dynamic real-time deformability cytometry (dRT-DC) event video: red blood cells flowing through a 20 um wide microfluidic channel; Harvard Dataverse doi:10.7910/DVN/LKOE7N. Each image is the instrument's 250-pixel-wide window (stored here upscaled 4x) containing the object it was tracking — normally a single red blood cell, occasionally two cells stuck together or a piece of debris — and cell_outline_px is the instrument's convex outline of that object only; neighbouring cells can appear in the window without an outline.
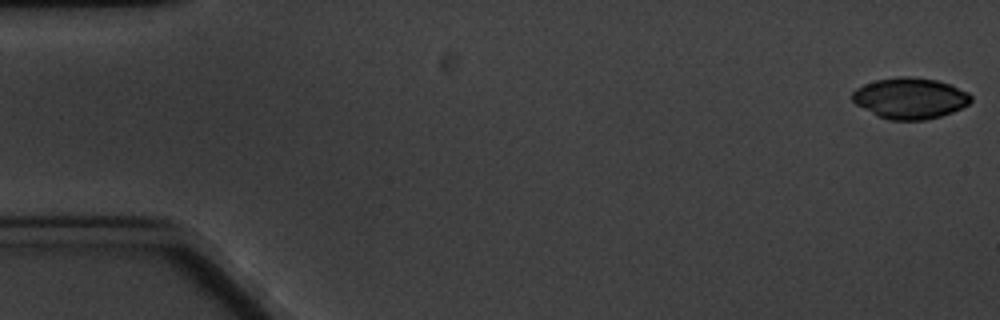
{"species": "common noctule bat (a hibernating species)", "species_latin": "Nyctalus noctula", "temperature_condition": "cold", "stored_images_in_passage": 4, "camera_frame_rate_fps": 3000, "um_per_image_px": 0.085, "animal": {"sex": "male", "body_mass_g": 20.1, "forearm_length_mm": 53.5}, "frame": {"image": 1, "passage_image": 1, "time_ms": 0.0, "image_size_px": [1000, 320], "cell_outline_px": [[972, 100], [968, 104], [952, 112], [940, 116], [924, 120], [888, 120], [876, 116], [856, 104], [852, 100], [852, 92], [856, 88], [864, 84], [876, 80], [900, 76], [908, 76], [936, 80], [952, 84], [968, 92], [972, 96]], "centroid_in_image_um": [77.35, 8.35], "position_along_channel_um": 7.7, "area_um2": 28.5}}